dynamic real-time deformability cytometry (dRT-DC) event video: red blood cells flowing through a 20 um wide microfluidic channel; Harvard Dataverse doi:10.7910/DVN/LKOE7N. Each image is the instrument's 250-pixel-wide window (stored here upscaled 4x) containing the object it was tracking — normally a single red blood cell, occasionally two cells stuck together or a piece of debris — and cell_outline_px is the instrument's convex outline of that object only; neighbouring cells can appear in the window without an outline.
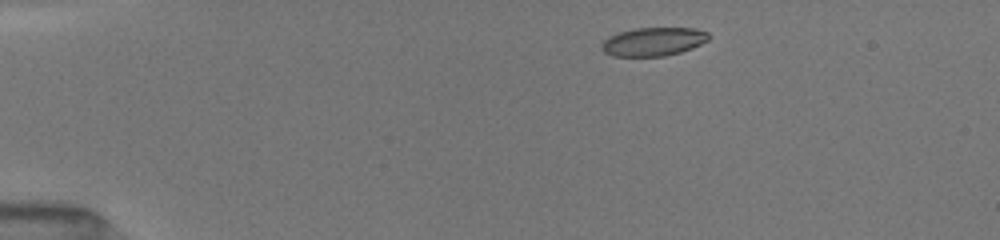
{"species": "common noctule bat (a hibernating species)", "species_latin": "Nyctalus noctula", "temperature_condition": "room temperature", "stored_images_in_passage": 5, "camera_frame_rate_fps": 3000, "um_per_image_px": 0.085, "animal": {"sex": "female", "body_mass_g": 19.5, "forearm_length_mm": 54.1}, "frame": {"image": 1, "passage_image": 1, "time_ms": 0.0, "image_size_px": [1000, 240], "cell_outline_px": [[712, 36], [708, 40], [692, 48], [680, 52], [664, 56], [612, 56], [604, 52], [600, 48], [600, 44], [608, 36], [620, 32], [636, 28], [696, 28], [708, 32]], "centroid_in_image_um": [55.53, 3.54], "position_along_channel_um": 29.5, "area_um2": 17.92}}
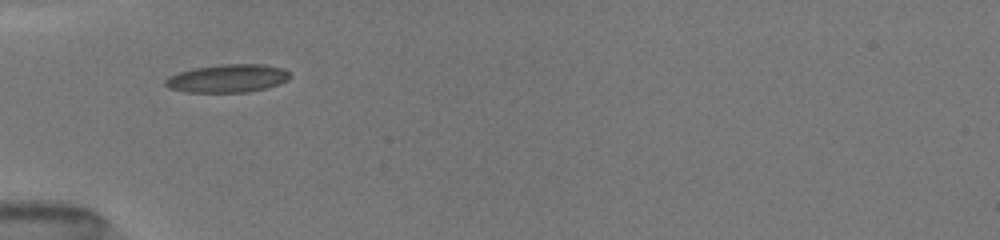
{"frame": {"image": 2, "passage_image": 4, "time_ms": 2.667, "image_size_px": [1000, 240], "cell_outline_px": [[292, 76], [288, 80], [264, 88], [248, 92], [188, 92], [168, 88], [164, 84], [164, 80], [168, 76], [180, 72], [196, 68], [220, 64], [264, 64], [284, 68]], "centroid_in_image_um": [19.34, 6.65], "position_along_channel_um": 65.7, "area_um2": 20.35}}